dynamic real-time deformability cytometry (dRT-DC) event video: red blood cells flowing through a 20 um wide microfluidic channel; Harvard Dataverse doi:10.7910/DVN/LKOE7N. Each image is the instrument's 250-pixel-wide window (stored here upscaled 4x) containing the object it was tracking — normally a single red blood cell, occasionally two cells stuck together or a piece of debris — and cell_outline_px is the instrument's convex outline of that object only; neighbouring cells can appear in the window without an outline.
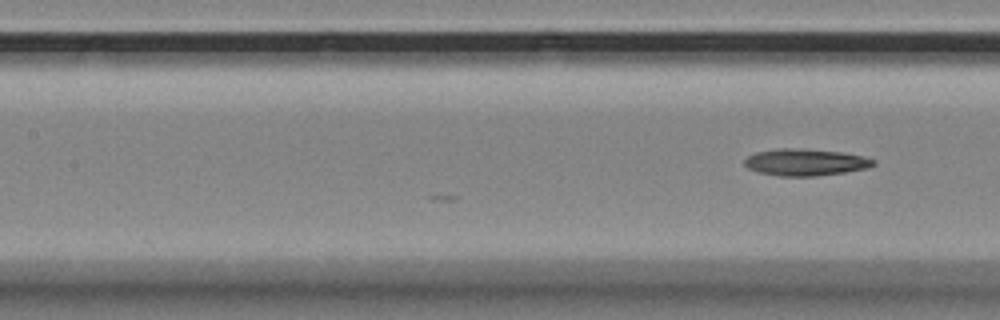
{"species": "Egyptian fruit bat (a non-hibernating species)", "species_latin": "Rousettus aegyptiacus", "temperature_condition": "room temperature", "stored_images_in_passage": 9, "camera_frame_rate_fps": 3000, "um_per_image_px": 0.085, "animal": {"sex": "female"}, "frame": {"image": 1, "passage_image": 9, "time_ms": 2.667, "image_size_px": [1000, 320], "cell_outline_px": [[876, 164], [868, 168], [844, 172], [816, 176], [780, 176], [760, 172], [748, 168], [744, 164], [744, 160], [748, 156], [756, 152], [780, 148], [792, 148], [840, 152], [860, 156], [876, 160]], "centroid_in_image_um": [68.45, 13.79], "position_along_channel_um": 138.9, "area_um2": 19.88}}